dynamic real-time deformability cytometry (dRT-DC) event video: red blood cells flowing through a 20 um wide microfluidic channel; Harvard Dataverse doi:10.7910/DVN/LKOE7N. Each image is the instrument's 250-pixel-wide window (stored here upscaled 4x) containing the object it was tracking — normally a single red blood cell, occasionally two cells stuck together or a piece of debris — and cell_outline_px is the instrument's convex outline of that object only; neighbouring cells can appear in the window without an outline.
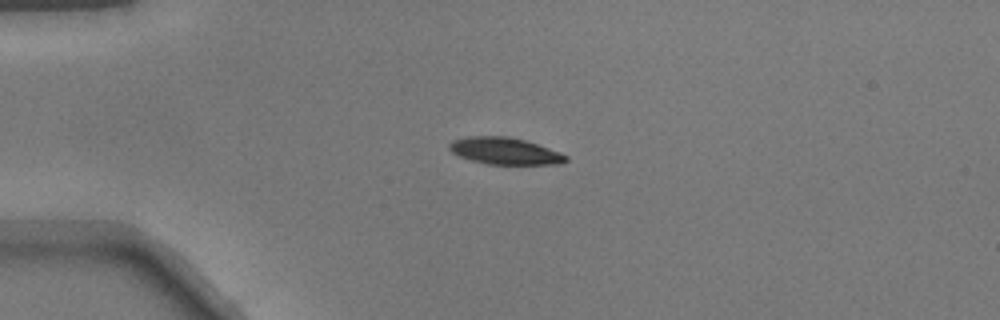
{"species": "common noctule bat (a hibernating species)", "species_latin": "Nyctalus noctula", "temperature_condition": "warm", "stored_images_in_passage": 39, "camera_frame_rate_fps": 3000, "um_per_image_px": 0.085, "animal": {"sex": "male", "body_mass_g": 17.9}, "frame": {"image": 1, "passage_image": 1, "time_ms": 0.0, "image_size_px": [1000, 320], "cell_outline_px": [[568, 160], [560, 164], [488, 164], [472, 160], [460, 156], [452, 152], [448, 148], [448, 144], [452, 140], [468, 136], [508, 136], [524, 140], [560, 152], [568, 156]], "centroid_in_image_um": [42.9, 12.83], "position_along_channel_um": 42.1, "area_um2": 18.15}}
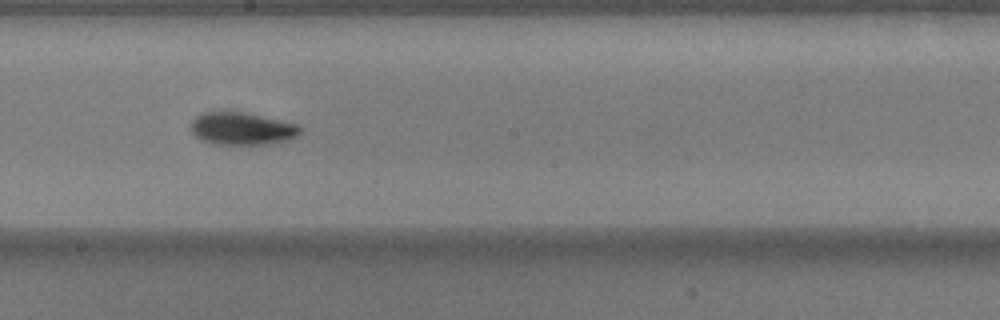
{"frame": {"image": 2, "passage_image": 17, "time_ms": 5.333, "image_size_px": [1000, 320], "cell_outline_px": [[300, 132], [296, 136], [288, 140], [268, 144], [212, 144], [200, 140], [192, 132], [192, 120], [196, 116], [204, 112], [244, 112], [280, 120], [296, 124], [300, 128]], "centroid_in_image_um": [20.54, 10.94], "position_along_channel_um": 227.7, "area_um2": 20.52}}
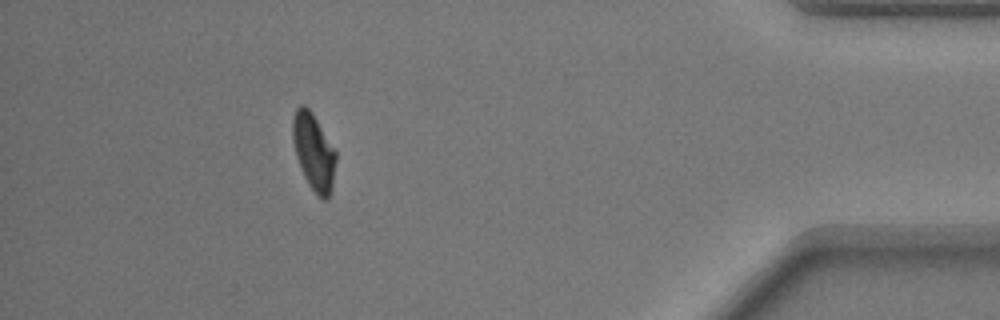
{"frame": {"image": 3, "passage_image": 34, "time_ms": 11.0, "image_size_px": [1000, 320], "cell_outline_px": [[336, 160], [332, 188], [328, 200], [320, 200], [316, 196], [308, 184], [304, 176], [296, 156], [292, 140], [292, 120], [296, 108], [300, 104], [304, 104], [312, 112], [336, 152]], "centroid_in_image_um": [26.65, 12.94], "position_along_channel_um": 408.5, "area_um2": 19.48}}